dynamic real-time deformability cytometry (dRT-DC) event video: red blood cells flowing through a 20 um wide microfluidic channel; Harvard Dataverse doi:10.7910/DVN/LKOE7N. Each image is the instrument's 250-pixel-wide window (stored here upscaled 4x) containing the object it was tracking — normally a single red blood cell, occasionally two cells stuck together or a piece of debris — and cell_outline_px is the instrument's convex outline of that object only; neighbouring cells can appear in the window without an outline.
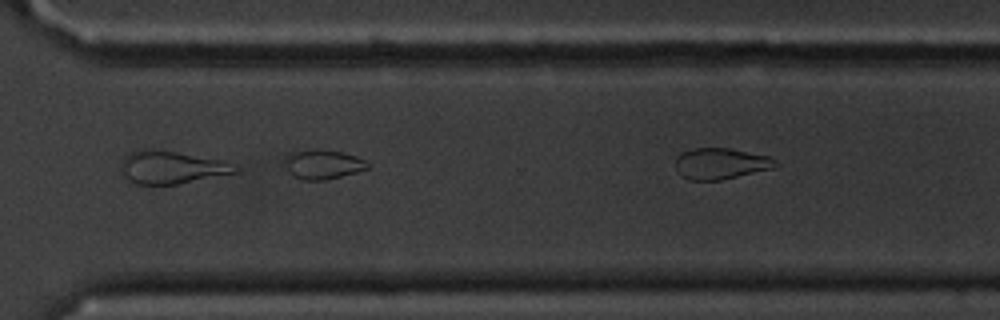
{"species": "common noctule bat (a hibernating species)", "species_latin": "Nyctalus noctula", "temperature_condition": "cold", "stored_images_in_passage": 26, "camera_frame_rate_fps": 3000, "um_per_image_px": 0.085, "animal": {"sex": "male", "body_mass_g": 20.1, "forearm_length_mm": 53.5}, "frame": {"image": 1, "passage_image": 26, "time_ms": 8.333, "image_size_px": [1000, 320], "cell_outline_px": [[368, 168], [356, 172], [324, 180], [304, 180], [296, 176], [284, 164], [284, 160], [292, 152], [340, 152], [356, 156], [364, 160], [368, 164]], "centroid_in_image_um": [27.49, 14.01], "position_along_channel_um": 343.1, "area_um2": 13.12}}